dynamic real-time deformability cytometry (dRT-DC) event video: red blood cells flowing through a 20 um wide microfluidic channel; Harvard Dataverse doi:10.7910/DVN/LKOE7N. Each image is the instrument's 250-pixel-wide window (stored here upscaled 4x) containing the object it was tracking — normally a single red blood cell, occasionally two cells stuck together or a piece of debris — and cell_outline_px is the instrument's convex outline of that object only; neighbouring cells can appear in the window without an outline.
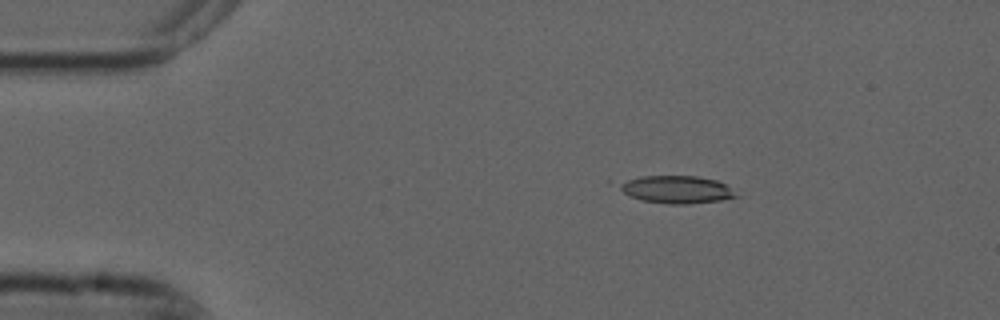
{"species": "common noctule bat (a hibernating species)", "species_latin": "Nyctalus noctula", "temperature_condition": "cold", "stored_images_in_passage": 3, "camera_frame_rate_fps": 3000, "um_per_image_px": 0.085, "animal": {"sex": "male", "forearm_length_mm": 52.5}, "frame": {"image": 1, "passage_image": 1, "time_ms": 0.0, "image_size_px": [1000, 320], "cell_outline_px": [[740, 196], [720, 200], [688, 204], [672, 204], [640, 200], [624, 192], [616, 184], [640, 176], [696, 176], [716, 180], [724, 184]], "centroid_in_image_um": [57.51, 16.11], "position_along_channel_um": 27.5, "area_um2": 18.5}}
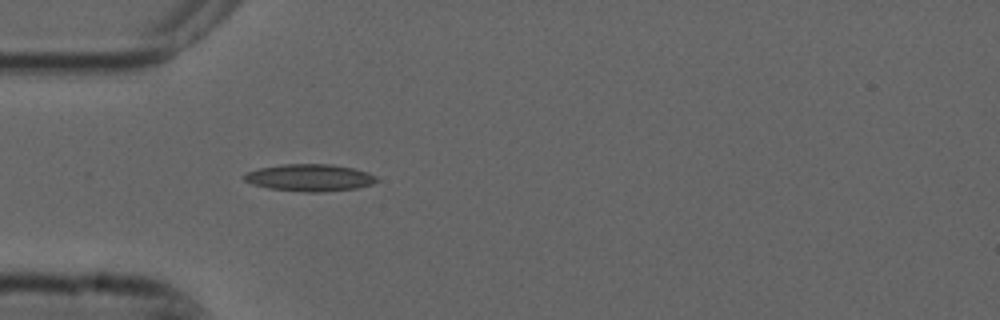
{"frame": {"image": 2, "passage_image": 3, "time_ms": 0.667, "image_size_px": [1000, 320], "cell_outline_px": [[380, 180], [372, 184], [356, 188], [320, 192], [304, 192], [268, 188], [252, 184], [244, 180], [244, 176], [248, 172], [260, 168], [284, 164], [332, 164], [352, 168], [368, 172], [376, 176]], "centroid_in_image_um": [26.36, 15.1], "position_along_channel_um": 58.6, "area_um2": 20.81}}